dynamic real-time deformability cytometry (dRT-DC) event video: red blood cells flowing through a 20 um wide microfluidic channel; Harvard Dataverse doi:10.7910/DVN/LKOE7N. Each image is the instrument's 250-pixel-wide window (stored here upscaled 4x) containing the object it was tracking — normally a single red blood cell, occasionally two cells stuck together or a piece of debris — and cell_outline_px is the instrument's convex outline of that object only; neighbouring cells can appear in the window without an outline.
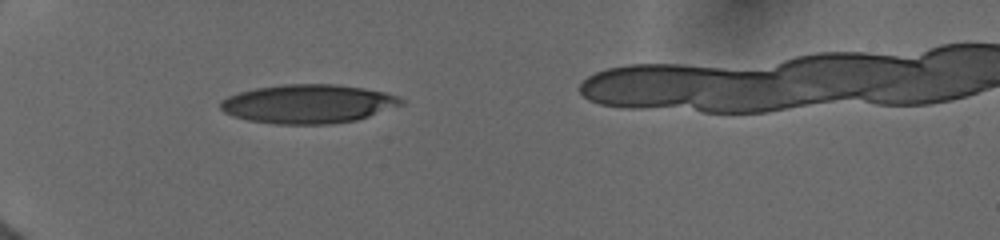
{"species": "human", "species_latin": "Homo sapiens", "temperature_condition": "cold", "stored_images_in_passage": 21, "camera_frame_rate_fps": 3000, "um_per_image_px": 0.085, "donor": {"sex": "female"}, "frame": {"image": 1, "passage_image": 1, "time_ms": 0.0, "image_size_px": [1000, 240], "cell_outline_px": [[404, 104], [356, 120], [332, 124], [276, 124], [248, 120], [232, 116], [224, 112], [220, 108], [220, 100], [228, 96], [240, 92], [256, 88], [280, 84], [336, 84], [364, 88], [384, 92], [396, 96], [404, 100]], "centroid_in_image_um": [26.17, 8.83], "position_along_channel_um": 58.8, "area_um2": 40.92}}
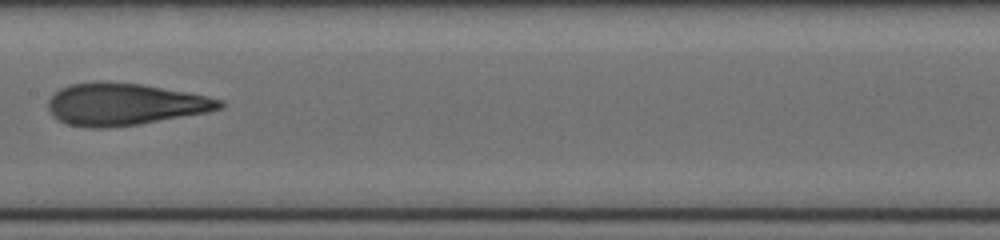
{"frame": {"image": 2, "passage_image": 8, "time_ms": 4.0, "image_size_px": [1000, 240], "cell_outline_px": [[224, 108], [208, 112], [140, 124], [108, 128], [88, 128], [68, 124], [52, 116], [48, 108], [48, 100], [60, 88], [72, 84], [96, 80], [140, 84], [188, 92], [208, 96], [224, 100]], "centroid_in_image_um": [10.61, 8.86], "position_along_channel_um": 196.8, "area_um2": 42.31}}
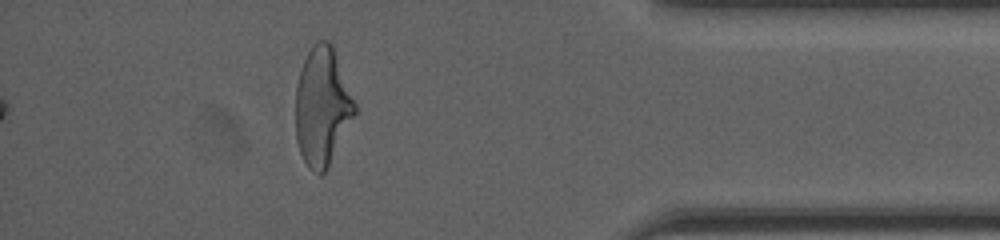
{"frame": {"image": 3, "passage_image": 18, "time_ms": 10.0, "image_size_px": [1000, 240], "cell_outline_px": [[356, 112], [328, 168], [320, 176], [312, 172], [308, 168], [300, 152], [296, 140], [296, 88], [300, 72], [304, 60], [308, 52], [320, 40], [328, 40], [332, 44], [356, 104]], "centroid_in_image_um": [27.39, 9.1], "position_along_channel_um": 407.8, "area_um2": 40.52}}